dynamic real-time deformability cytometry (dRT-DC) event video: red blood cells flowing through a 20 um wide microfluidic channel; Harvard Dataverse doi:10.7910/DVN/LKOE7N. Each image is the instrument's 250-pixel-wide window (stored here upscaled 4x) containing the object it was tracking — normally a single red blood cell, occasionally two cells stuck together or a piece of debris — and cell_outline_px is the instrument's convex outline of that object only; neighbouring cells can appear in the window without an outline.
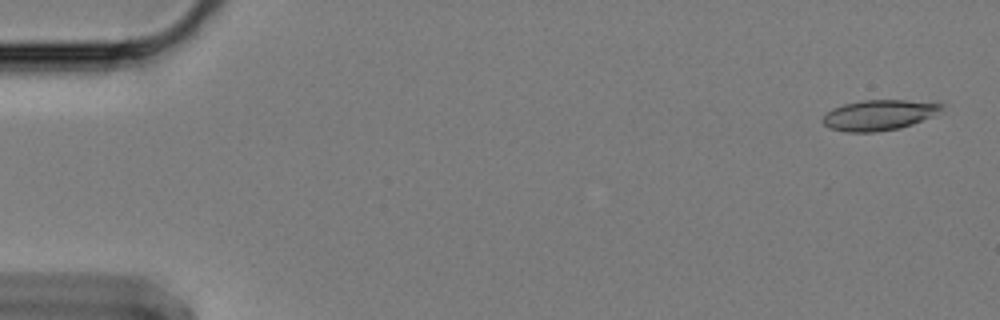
{"species": "Egyptian fruit bat (a non-hibernating species)", "species_latin": "Rousettus aegyptiacus", "temperature_condition": "cold", "stored_images_in_passage": 59, "camera_frame_rate_fps": 3000, "um_per_image_px": 0.085, "animal": {"sex": "female"}, "frame": {"image": 1, "passage_image": 2, "time_ms": 0.333, "image_size_px": [1000, 320], "cell_outline_px": [[944, 104], [940, 112], [912, 124], [900, 128], [876, 132], [848, 132], [832, 128], [824, 124], [820, 120], [824, 112], [832, 108], [844, 104], [864, 100], [904, 100]], "centroid_in_image_um": [74.65, 9.78], "position_along_channel_um": 10.3, "area_um2": 20.98}}
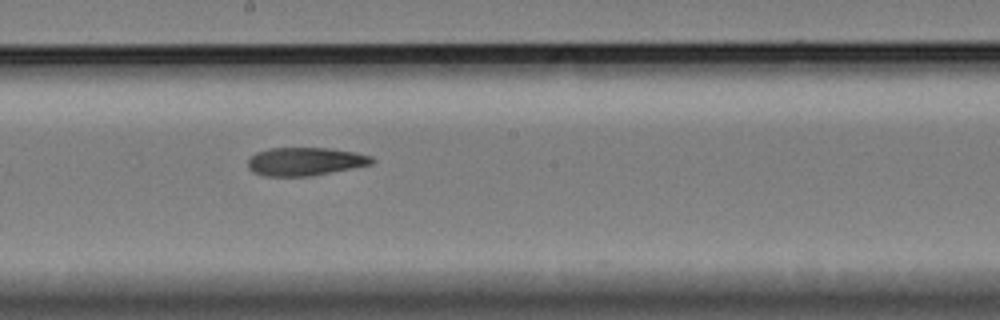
{"frame": {"image": 2, "passage_image": 33, "time_ms": 10.667, "image_size_px": [1000, 320], "cell_outline_px": [[376, 160], [372, 164], [352, 168], [308, 176], [264, 176], [252, 172], [248, 168], [248, 160], [256, 152], [268, 148], [332, 148], [356, 152], [372, 156]], "centroid_in_image_um": [25.94, 13.72], "position_along_channel_um": 222.3, "area_um2": 20.46}}
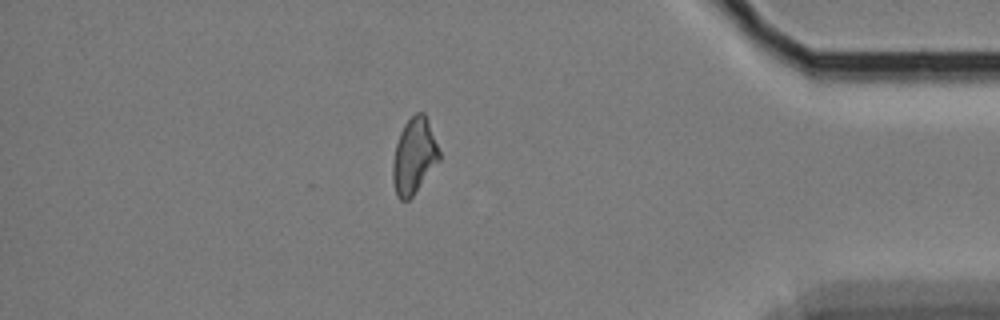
{"frame": {"image": 3, "passage_image": 52, "time_ms": 17.0, "image_size_px": [1000, 320], "cell_outline_px": [[440, 160], [412, 196], [408, 200], [400, 200], [396, 196], [392, 180], [392, 164], [396, 144], [400, 132], [404, 124], [416, 112], [424, 112], [428, 120], [440, 152]], "centroid_in_image_um": [35.18, 13.27], "position_along_channel_um": 400.0, "area_um2": 20.46}, "authors_computed_cell_mechanics": {"area_um2": 21.1548, "velocity_mm_per_s": 3.3243, "shape_relaxation_time_tau1_ms": 9.6012, "shape_relaxation_time_tau2_ms": 7.4175, "deformation_change_tau1": 0.194, "deformation_change_tau2": 0.1586}}